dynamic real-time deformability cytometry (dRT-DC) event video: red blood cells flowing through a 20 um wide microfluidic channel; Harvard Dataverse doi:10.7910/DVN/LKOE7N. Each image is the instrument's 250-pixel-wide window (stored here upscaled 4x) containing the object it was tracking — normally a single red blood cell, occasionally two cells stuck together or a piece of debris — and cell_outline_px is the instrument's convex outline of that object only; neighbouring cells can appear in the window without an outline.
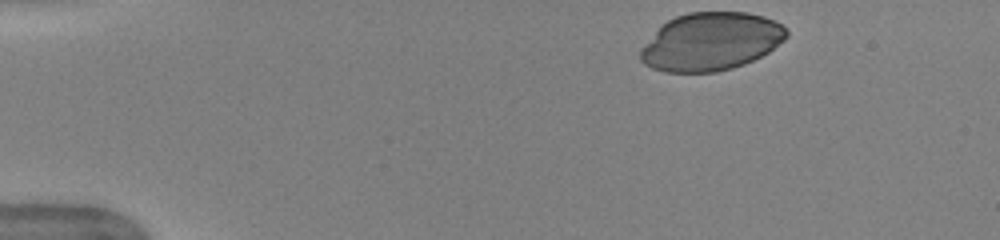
{"species": "human", "species_latin": "Homo sapiens", "temperature_condition": "warm", "stored_images_in_passage": 44, "camera_frame_rate_fps": 3000, "um_per_image_px": 0.085, "donor": {"sex": "female"}, "frame": {"image": 1, "passage_image": 1, "time_ms": 0.0, "image_size_px": [1000, 240], "cell_outline_px": [[788, 36], [784, 40], [768, 52], [744, 64], [732, 68], [716, 72], [664, 72], [652, 68], [644, 64], [640, 60], [640, 48], [668, 20], [676, 16], [688, 12], [748, 12], [764, 16], [776, 20], [788, 32]], "centroid_in_image_um": [60.43, 3.54], "position_along_channel_um": 24.6, "area_um2": 49.25}}
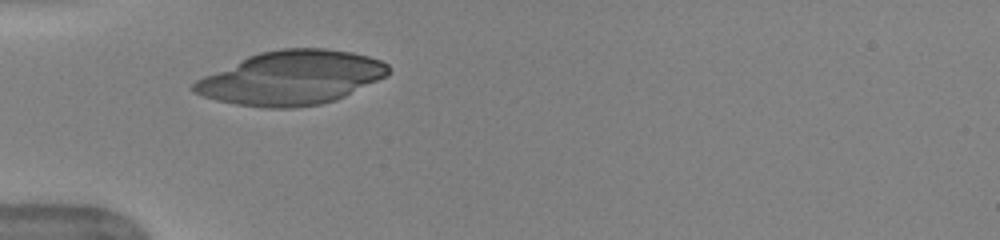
{"frame": {"image": 2, "passage_image": 10, "time_ms": 3.0, "image_size_px": [1000, 240], "cell_outline_px": [[388, 76], [336, 100], [320, 104], [292, 108], [264, 108], [236, 104], [216, 100], [204, 96], [196, 92], [192, 88], [192, 84], [196, 80], [204, 76], [248, 56], [260, 52], [280, 48], [324, 48], [352, 52], [368, 56], [380, 60], [388, 64]], "centroid_in_image_um": [24.79, 6.61], "position_along_channel_um": 60.2, "area_um2": 60.86}}
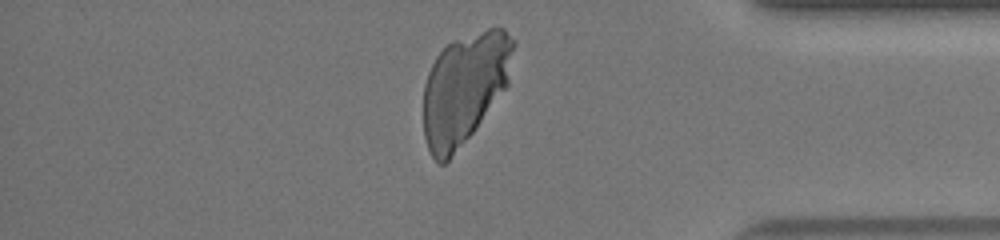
{"frame": {"image": 3, "passage_image": 37, "time_ms": 12.0, "image_size_px": [1000, 240], "cell_outline_px": [[516, 44], [508, 84], [476, 128], [448, 160], [444, 164], [440, 164], [432, 156], [428, 148], [424, 136], [424, 84], [428, 72], [436, 56], [452, 40], [496, 24], [504, 28], [516, 40]], "centroid_in_image_um": [39.52, 7.43], "position_along_channel_um": 395.7, "area_um2": 58.38}}